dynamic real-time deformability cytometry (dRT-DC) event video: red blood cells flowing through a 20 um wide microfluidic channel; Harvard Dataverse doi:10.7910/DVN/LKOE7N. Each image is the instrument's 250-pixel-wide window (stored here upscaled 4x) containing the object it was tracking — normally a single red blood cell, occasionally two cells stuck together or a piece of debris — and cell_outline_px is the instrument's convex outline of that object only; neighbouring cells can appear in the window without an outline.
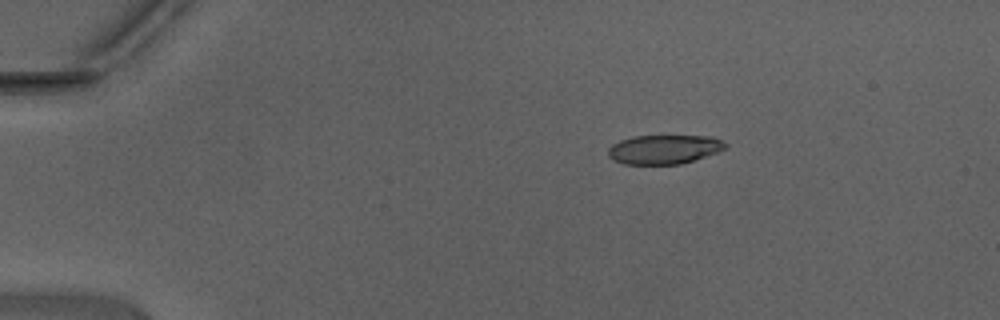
{"species": "Egyptian fruit bat (a non-hibernating species)", "species_latin": "Rousettus aegyptiacus", "temperature_condition": "warm", "stored_images_in_passage": 39, "camera_frame_rate_fps": 3000, "um_per_image_px": 0.085, "animal": {"sex": "male"}, "frame": {"image": 1, "passage_image": 1, "time_ms": 0.0, "image_size_px": [1000, 320], "cell_outline_px": [[728, 148], [680, 164], [624, 164], [608, 156], [608, 148], [612, 144], [620, 140], [632, 136], [712, 136], [728, 144]], "centroid_in_image_um": [56.44, 12.68], "position_along_channel_um": 28.6, "area_um2": 19.77}}
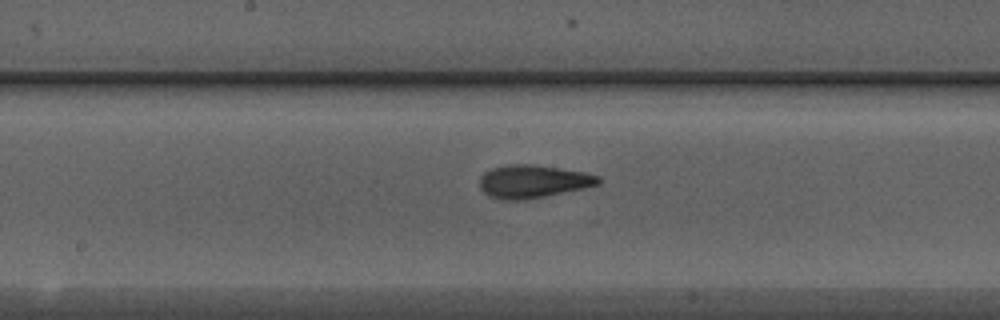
{"frame": {"image": 2, "passage_image": 18, "time_ms": 5.667, "image_size_px": [1000, 320], "cell_outline_px": [[604, 180], [600, 184], [544, 196], [524, 200], [500, 200], [488, 196], [480, 188], [480, 176], [484, 172], [492, 168], [504, 164], [532, 164], [560, 168], [584, 172], [600, 176]], "centroid_in_image_um": [45.28, 15.41], "position_along_channel_um": 202.9, "area_um2": 22.95}}
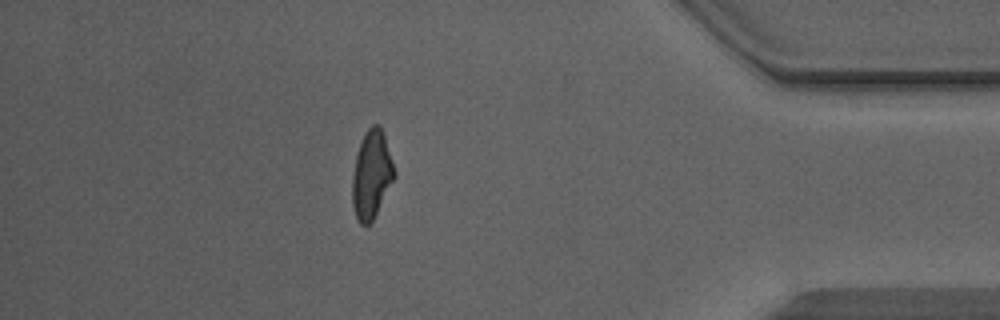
{"frame": {"image": 3, "passage_image": 34, "time_ms": 11.0, "image_size_px": [1000, 320], "cell_outline_px": [[396, 176], [372, 220], [368, 224], [360, 224], [356, 216], [352, 204], [352, 176], [356, 156], [360, 140], [364, 132], [372, 124], [380, 124], [384, 132], [396, 172]], "centroid_in_image_um": [31.59, 14.77], "position_along_channel_um": 403.6, "area_um2": 21.68}, "authors_computed_cell_mechanics": {"area_um2": 21.4438, "velocity_mm_per_s": 4.4556, "shape_relaxation_time_tau1_ms": 4.839, "shape_relaxation_time_tau2_ms": 1.4969, "deformation_change_tau1": 0.2333, "deformation_change_tau2": 0.1052}}